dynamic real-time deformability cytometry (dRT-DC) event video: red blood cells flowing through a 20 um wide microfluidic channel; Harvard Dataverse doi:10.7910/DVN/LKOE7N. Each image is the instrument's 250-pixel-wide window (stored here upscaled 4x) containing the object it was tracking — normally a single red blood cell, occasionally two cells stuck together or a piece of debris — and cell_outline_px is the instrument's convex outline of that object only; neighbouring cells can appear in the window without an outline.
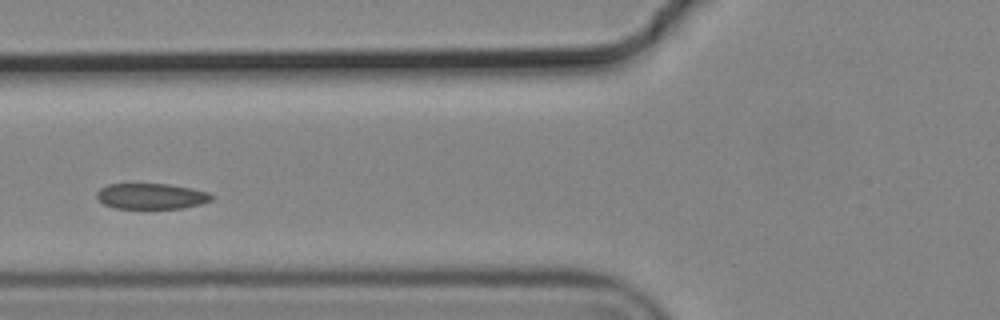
{"species": "common noctule bat (a hibernating species)", "species_latin": "Nyctalus noctula", "temperature_condition": "cold", "stored_images_in_passage": 2, "camera_frame_rate_fps": 3000, "um_per_image_px": 0.085, "animal": {"sex": "male", "body_mass_g": 19.2, "forearm_length_mm": 51.8}, "frame": {"image": 1, "passage_image": 2, "time_ms": 0.333, "image_size_px": [1000, 320], "cell_outline_px": [[212, 200], [200, 204], [184, 208], [116, 208], [104, 204], [96, 196], [96, 192], [100, 188], [108, 184], [168, 184], [192, 188], [208, 192], [212, 196]], "centroid_in_image_um": [12.86, 16.67], "position_along_channel_um": 112.9, "area_um2": 17.11}}